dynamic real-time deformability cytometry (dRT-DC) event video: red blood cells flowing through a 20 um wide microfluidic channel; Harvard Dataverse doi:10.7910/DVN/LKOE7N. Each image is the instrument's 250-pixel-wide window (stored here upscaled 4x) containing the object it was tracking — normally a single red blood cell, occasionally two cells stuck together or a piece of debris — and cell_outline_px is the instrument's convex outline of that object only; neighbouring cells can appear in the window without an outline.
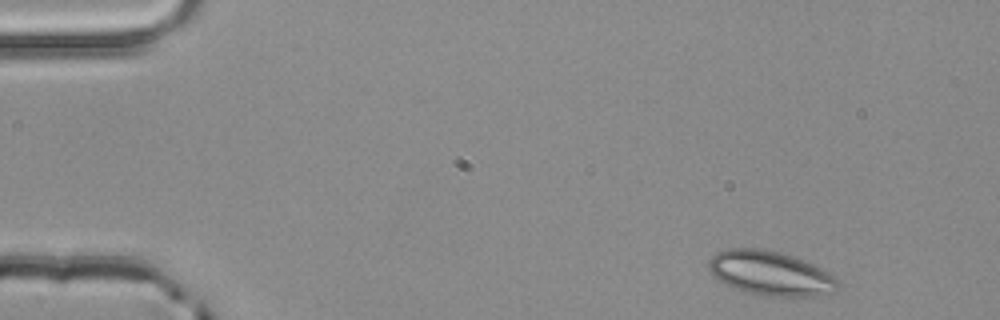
{"species": "common noctule bat (a hibernating species)", "species_latin": "Nyctalus noctula", "temperature_condition": "room temperature", "stored_images_in_passage": 3, "camera_frame_rate_fps": 3000, "um_per_image_px": 0.085, "animal": {"sex": "male", "body_mass_g": 20.4}, "frame": {"image": 1, "passage_image": 1, "time_ms": 0.0, "image_size_px": [1000, 320], "cell_outline_px": [[840, 288], [836, 292], [816, 296], [764, 296], [744, 292], [732, 288], [724, 284], [708, 272], [708, 260], [716, 252], [728, 248], [756, 248], [780, 252], [792, 256], [812, 264], [820, 268], [832, 276], [840, 284]], "centroid_in_image_um": [65.44, 23.24], "position_along_channel_um": 19.6, "area_um2": 33.64}}